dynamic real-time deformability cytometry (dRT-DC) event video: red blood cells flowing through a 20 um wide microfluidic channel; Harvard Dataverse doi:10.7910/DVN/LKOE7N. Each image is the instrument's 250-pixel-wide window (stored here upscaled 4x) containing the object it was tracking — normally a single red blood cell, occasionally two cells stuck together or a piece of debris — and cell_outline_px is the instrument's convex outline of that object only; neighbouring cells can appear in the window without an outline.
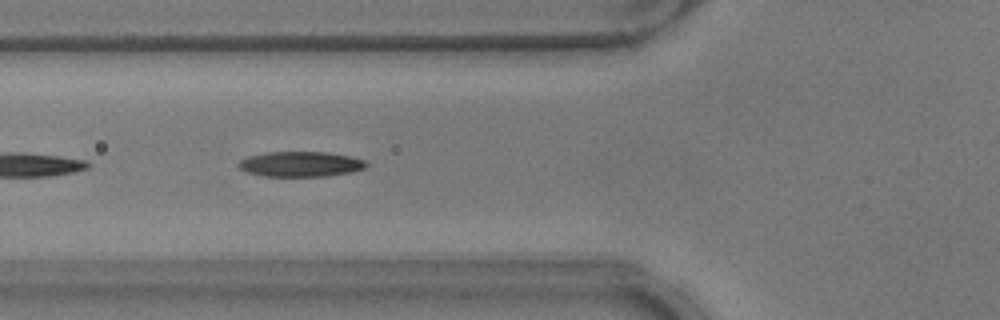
{"species": "common noctule bat (a hibernating species)", "species_latin": "Nyctalus noctula", "temperature_condition": "warm", "stored_images_in_passage": 33, "camera_frame_rate_fps": 3000, "um_per_image_px": 0.085, "animal": {"sex": "male", "body_mass_g": 17.9}, "frame": {"image": 1, "passage_image": 6, "time_ms": 1.667, "image_size_px": [1000, 320], "cell_outline_px": [[368, 164], [364, 168], [352, 172], [328, 176], [264, 176], [248, 172], [240, 168], [236, 164], [240, 160], [248, 156], [264, 152], [328, 152], [352, 156], [364, 160]], "centroid_in_image_um": [25.56, 13.94], "position_along_channel_um": 100.2, "area_um2": 18.84}}
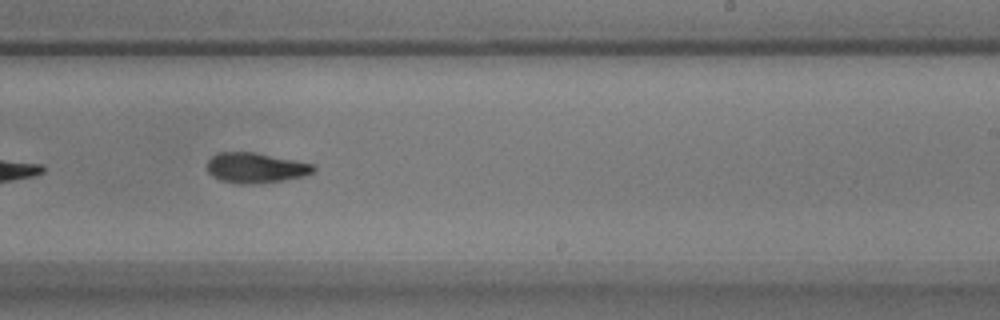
{"frame": {"image": 2, "passage_image": 19, "time_ms": 6.0, "image_size_px": [1000, 320], "cell_outline_px": [[316, 172], [304, 176], [256, 184], [236, 184], [220, 180], [212, 176], [208, 172], [208, 160], [216, 152], [252, 152], [316, 164]], "centroid_in_image_um": [21.74, 14.27], "position_along_channel_um": 267.3, "area_um2": 18.84}, "authors_computed_cell_mechanics": {"area_um2": 18.9584, "velocity_mm_per_s": 3.846, "shape_relaxation_time_tau1_ms": 6.3255, "shape_relaxation_time_tau2_ms": 3.8565, "deformation_change_tau1": 0.1955, "deformation_change_tau2": 0.1217}}